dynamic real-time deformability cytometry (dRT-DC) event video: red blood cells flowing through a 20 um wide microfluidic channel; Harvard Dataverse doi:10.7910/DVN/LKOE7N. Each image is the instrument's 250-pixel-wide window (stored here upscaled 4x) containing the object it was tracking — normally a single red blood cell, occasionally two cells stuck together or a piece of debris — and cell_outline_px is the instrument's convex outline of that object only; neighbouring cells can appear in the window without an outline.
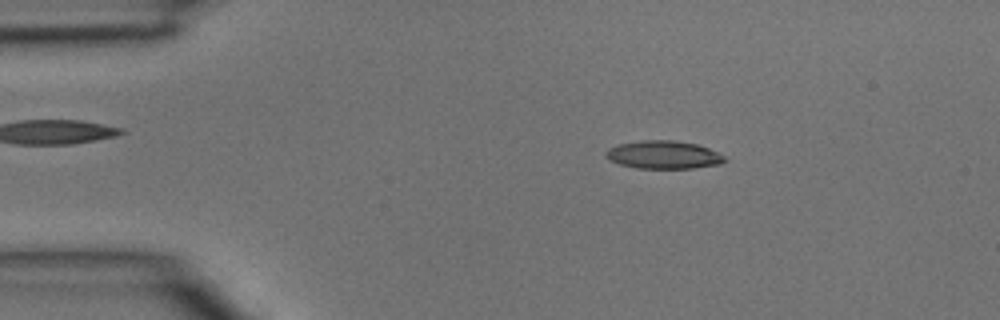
{"species": "common noctule bat (a hibernating species)", "species_latin": "Nyctalus noctula", "temperature_condition": "room temperature", "stored_images_in_passage": 3, "camera_frame_rate_fps": 3000, "um_per_image_px": 0.085, "animal": {"sex": "male", "body_mass_g": 15.6}, "frame": {"image": 1, "passage_image": 2, "time_ms": 0.333, "image_size_px": [1000, 320], "cell_outline_px": [[728, 160], [720, 164], [692, 168], [636, 168], [620, 164], [604, 156], [604, 152], [608, 148], [620, 144], [640, 140], [672, 140], [696, 144], [708, 148], [724, 156]], "centroid_in_image_um": [56.39, 13.15], "position_along_channel_um": 28.6, "area_um2": 19.31}}